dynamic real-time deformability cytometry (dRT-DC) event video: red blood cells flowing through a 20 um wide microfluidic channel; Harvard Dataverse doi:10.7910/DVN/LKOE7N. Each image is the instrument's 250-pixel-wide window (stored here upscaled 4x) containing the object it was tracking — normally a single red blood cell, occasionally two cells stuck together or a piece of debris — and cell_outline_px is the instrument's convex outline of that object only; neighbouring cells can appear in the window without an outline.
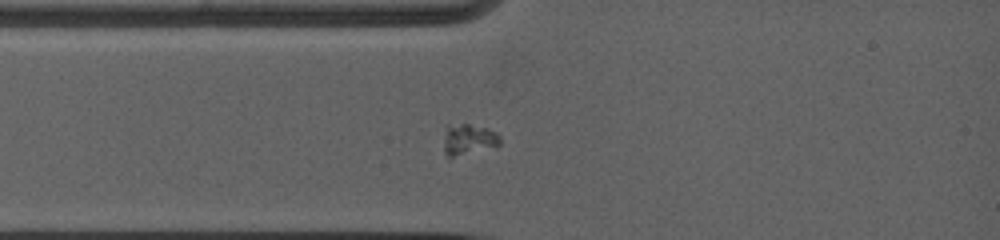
{"species": "common noctule bat (a hibernating species)", "species_latin": "Nyctalus noctula", "temperature_condition": "warm", "stored_images_in_passage": 13, "camera_frame_rate_fps": 5000, "um_per_image_px": 0.085, "animal": {"sex": "female", "body_mass_g": 19.0, "forearm_length_mm": 53.3}, "frame": {"image": 1, "passage_image": 4, "time_ms": 2.4, "image_size_px": [1000, 240], "cell_outline_px": [[500, 144], [496, 148], [448, 160], [444, 152], [444, 140], [448, 128], [460, 124], [468, 124], [488, 128], [496, 132], [500, 136]], "centroid_in_image_um": [39.88, 11.95], "position_along_channel_um": 45.1, "area_um2": 10.58}}
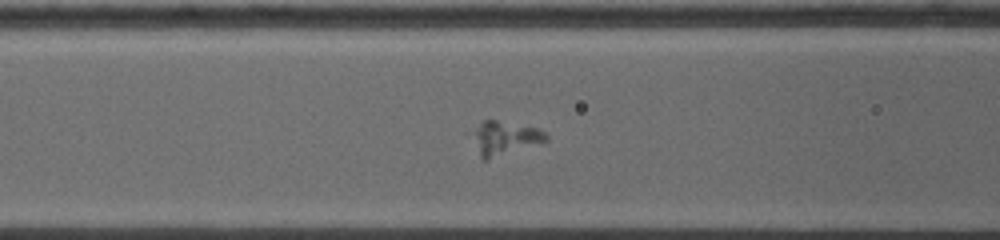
{"frame": {"image": 2, "passage_image": 7, "time_ms": 4.6, "image_size_px": [1000, 240], "cell_outline_px": [[548, 140], [488, 160], [480, 160], [476, 132], [480, 124], [484, 120], [496, 120], [540, 128], [548, 136]], "centroid_in_image_um": [43.0, 11.74], "position_along_channel_um": 123.6, "area_um2": 13.81}}
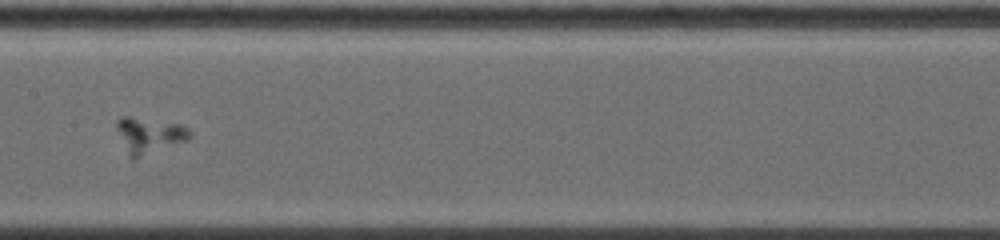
{"frame": {"image": 3, "passage_image": 10, "time_ms": 6.6, "image_size_px": [1000, 240], "cell_outline_px": [[192, 136], [188, 140], [136, 160], [132, 160], [116, 128], [116, 120], [120, 116], [128, 116], [180, 124], [188, 128], [192, 132]], "centroid_in_image_um": [12.71, 11.51], "position_along_channel_um": 194.7, "area_um2": 15.37}}